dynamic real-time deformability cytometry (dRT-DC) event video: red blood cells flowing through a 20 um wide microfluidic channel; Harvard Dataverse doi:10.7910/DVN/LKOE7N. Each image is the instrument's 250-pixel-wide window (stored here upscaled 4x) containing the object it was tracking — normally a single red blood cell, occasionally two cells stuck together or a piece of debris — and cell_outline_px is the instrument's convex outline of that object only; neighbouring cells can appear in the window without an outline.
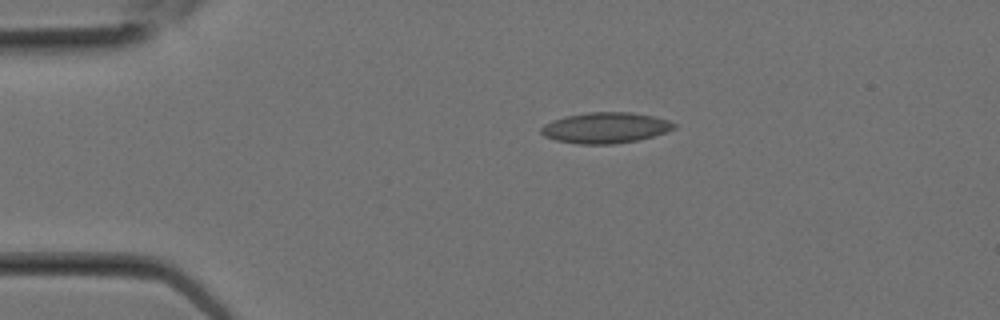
{"species": "Egyptian fruit bat (a non-hibernating species)", "species_latin": "Rousettus aegyptiacus", "temperature_condition": "room temperature", "stored_images_in_passage": 3, "camera_frame_rate_fps": 3000, "um_per_image_px": 0.085, "animal": {"sex": "female"}, "frame": {"image": 1, "passage_image": 2, "time_ms": 0.333, "image_size_px": [1000, 320], "cell_outline_px": [[676, 128], [668, 132], [636, 140], [612, 144], [580, 144], [556, 140], [544, 136], [540, 132], [540, 128], [544, 124], [552, 120], [564, 116], [588, 112], [632, 112], [652, 116], [668, 120], [676, 124]], "centroid_in_image_um": [51.45, 10.85], "position_along_channel_um": 33.5, "area_um2": 23.87}}
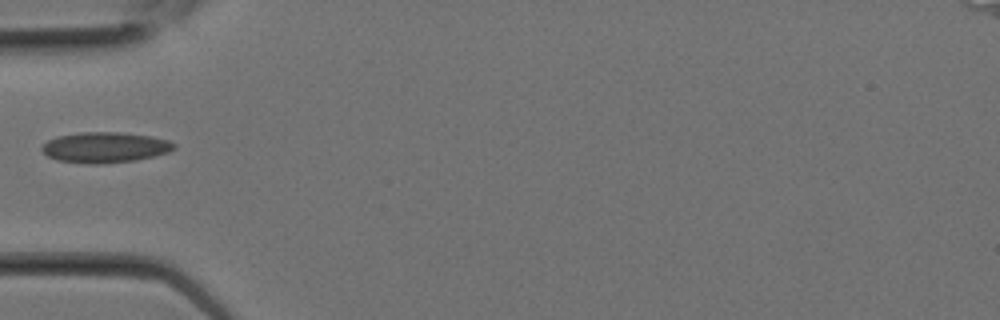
{"frame": {"image": 2, "passage_image": 3, "time_ms": 0.667, "image_size_px": [1000, 320], "cell_outline_px": [[176, 148], [168, 152], [156, 156], [136, 160], [100, 164], [88, 164], [56, 160], [48, 156], [40, 148], [48, 140], [56, 136], [80, 132], [120, 132], [148, 136], [168, 140], [176, 144]], "centroid_in_image_um": [8.92, 12.53], "position_along_channel_um": 76.1, "area_um2": 23.64}}